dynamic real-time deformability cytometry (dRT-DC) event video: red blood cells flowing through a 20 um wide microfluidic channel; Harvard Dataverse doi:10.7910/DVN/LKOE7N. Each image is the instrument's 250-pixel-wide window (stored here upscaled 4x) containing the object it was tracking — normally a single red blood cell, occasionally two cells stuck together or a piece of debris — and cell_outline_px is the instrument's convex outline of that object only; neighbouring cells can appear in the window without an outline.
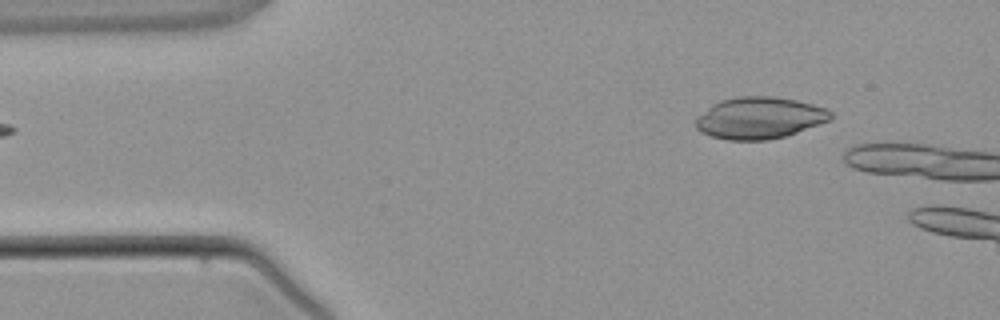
{"species": "common noctule bat (a hibernating species)", "species_latin": "Nyctalus noctula", "temperature_condition": "warm", "stored_images_in_passage": 4, "segment_of_instrument_passage": [2, 2], "camera_frame_rate_fps": 3000, "um_per_image_px": 0.085, "animal": {"sex": "male", "body_mass_g": 21.5, "forearm_length_mm": 52.0}, "frame": {"image": 1, "passage_image": 4, "time_ms": 3.667, "image_size_px": [1000, 320], "cell_outline_px": [[832, 116], [828, 120], [796, 132], [784, 136], [768, 140], [728, 140], [712, 136], [700, 132], [696, 128], [696, 116], [712, 104], [720, 100], [740, 96], [772, 96], [796, 100], [828, 108], [832, 112]], "centroid_in_image_um": [64.51, 10.01], "position_along_channel_um": 20.5, "area_um2": 32.71}}